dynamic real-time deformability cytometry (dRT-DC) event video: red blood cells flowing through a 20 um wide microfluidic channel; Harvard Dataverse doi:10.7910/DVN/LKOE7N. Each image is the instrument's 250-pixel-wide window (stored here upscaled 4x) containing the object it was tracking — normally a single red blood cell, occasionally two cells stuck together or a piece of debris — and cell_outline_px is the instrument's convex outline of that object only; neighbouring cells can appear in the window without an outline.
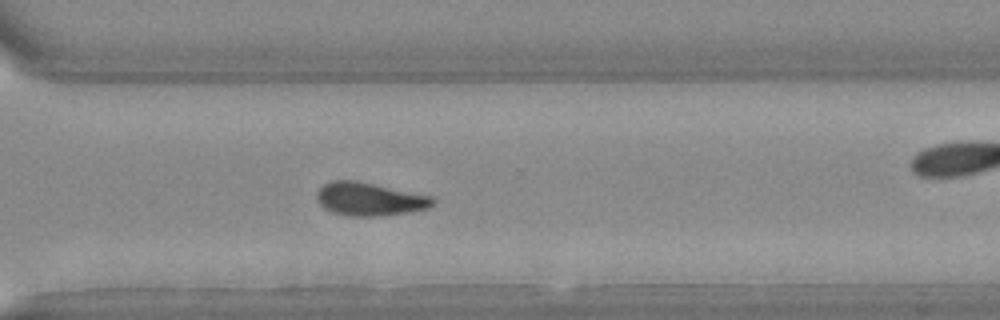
{"species": "Egyptian fruit bat (a non-hibernating species)", "species_latin": "Rousettus aegyptiacus", "temperature_condition": "warm", "stored_images_in_passage": 40, "camera_frame_rate_fps": 3000, "um_per_image_px": 0.085, "animal": {"sex": "female"}, "frame": {"image": 1, "passage_image": 29, "time_ms": 9.333, "image_size_px": [1000, 320], "cell_outline_px": [[436, 200], [428, 208], [380, 216], [344, 216], [332, 212], [324, 208], [316, 200], [316, 192], [324, 184], [332, 180], [356, 180], [432, 196]], "centroid_in_image_um": [31.36, 16.92], "position_along_channel_um": 339.2, "area_um2": 22.43}}